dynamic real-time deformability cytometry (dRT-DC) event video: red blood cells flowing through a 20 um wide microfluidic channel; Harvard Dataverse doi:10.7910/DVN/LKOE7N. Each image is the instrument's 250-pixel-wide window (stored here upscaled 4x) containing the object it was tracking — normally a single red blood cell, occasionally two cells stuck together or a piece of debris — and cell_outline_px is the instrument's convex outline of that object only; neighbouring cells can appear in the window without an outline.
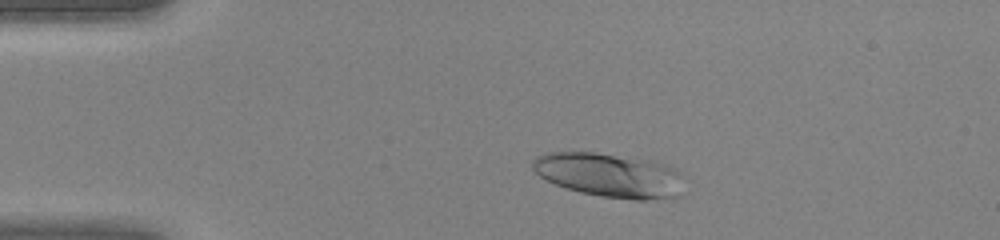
{"species": "human", "species_latin": "Homo sapiens", "temperature_condition": "warm", "stored_images_in_passage": 42, "camera_frame_rate_fps": 3000, "um_per_image_px": 0.085, "donor": {"sex": "female"}, "frame": {"image": 1, "passage_image": 6, "time_ms": 1.667, "image_size_px": [1000, 240], "cell_outline_px": [[680, 196], [648, 200], [636, 200], [604, 196], [580, 192], [556, 184], [540, 176], [532, 168], [532, 160], [536, 156], [544, 152], [592, 152], [648, 160], [664, 164], [676, 168], [680, 172]], "centroid_in_image_um": [51.78, 14.88], "position_along_channel_um": 33.2, "area_um2": 38.55}}
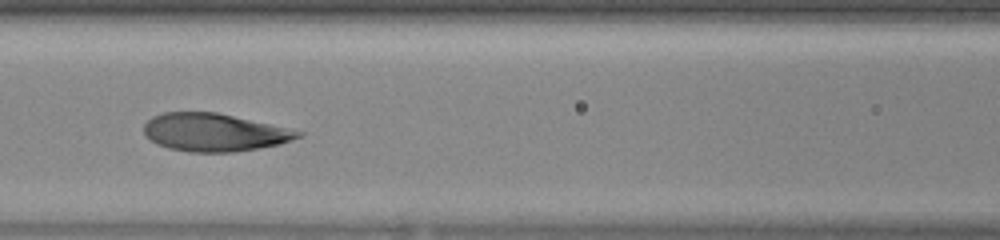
{"frame": {"image": 2, "passage_image": 17, "time_ms": 5.333, "image_size_px": [1000, 240], "cell_outline_px": [[304, 132], [300, 136], [280, 144], [236, 152], [188, 152], [168, 148], [144, 136], [144, 124], [152, 116], [164, 112], [216, 112]], "centroid_in_image_um": [18.16, 11.25], "position_along_channel_um": 148.4, "area_um2": 33.7}}
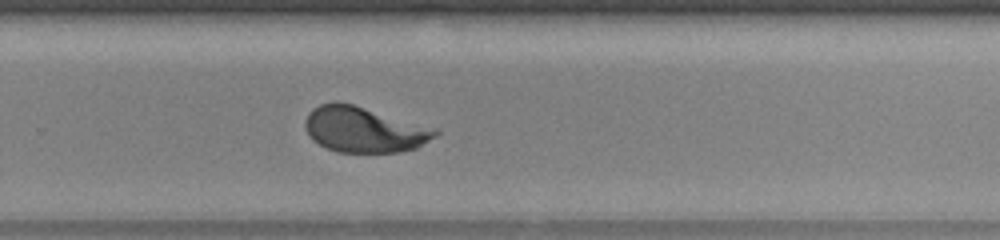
{"frame": {"image": 3, "passage_image": 27, "time_ms": 8.667, "image_size_px": [1000, 240], "cell_outline_px": [[440, 132], [436, 136], [416, 148], [396, 152], [336, 152], [312, 140], [308, 136], [304, 128], [304, 120], [308, 112], [312, 108], [320, 104], [332, 100], [336, 100], [352, 104]], "centroid_in_image_um": [30.79, 11.01], "position_along_channel_um": 299.0, "area_um2": 33.87}}